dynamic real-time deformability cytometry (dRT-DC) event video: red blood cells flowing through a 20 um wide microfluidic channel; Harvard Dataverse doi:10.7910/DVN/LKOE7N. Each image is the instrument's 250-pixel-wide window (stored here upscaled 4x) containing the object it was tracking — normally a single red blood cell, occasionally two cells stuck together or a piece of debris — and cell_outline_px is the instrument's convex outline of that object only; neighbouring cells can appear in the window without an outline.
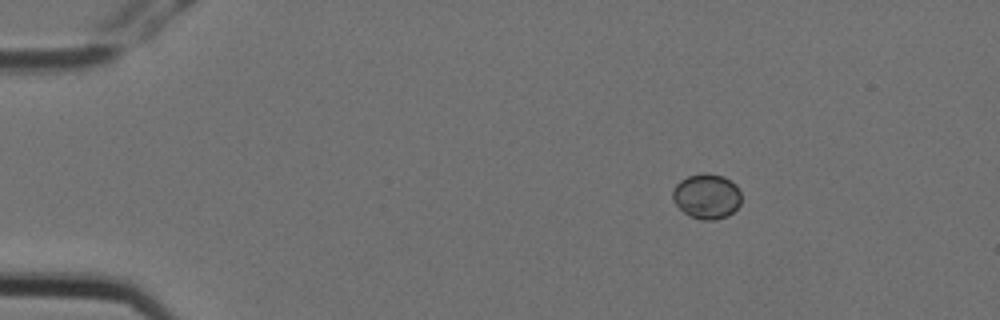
{"species": "Egyptian fruit bat (a non-hibernating species)", "species_latin": "Rousettus aegyptiacus", "temperature_condition": "cold", "stored_images_in_passage": 9, "camera_frame_rate_fps": 3000, "um_per_image_px": 0.085, "animal": {"sex": "female"}, "frame": {"image": 1, "passage_image": 2, "time_ms": 0.333, "image_size_px": [1000, 320], "cell_outline_px": [[740, 204], [728, 216], [716, 220], [700, 220], [688, 216], [672, 200], [672, 192], [676, 184], [680, 180], [688, 176], [704, 172], [724, 176], [736, 184], [740, 192]], "centroid_in_image_um": [60.06, 16.68], "position_along_channel_um": 24.9, "area_um2": 18.21}}
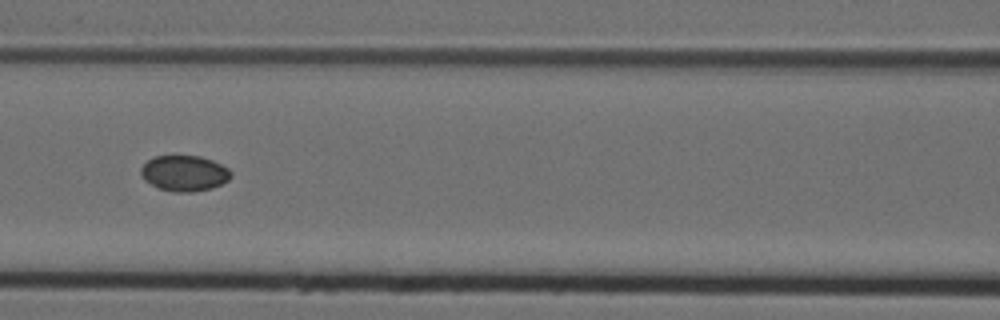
{"frame": {"image": 2, "passage_image": 6, "time_ms": 1.667, "image_size_px": [1000, 320], "cell_outline_px": [[232, 176], [228, 180], [212, 188], [192, 192], [176, 192], [156, 188], [144, 180], [140, 172], [140, 168], [152, 156], [200, 156], [212, 160], [228, 168], [232, 172]], "centroid_in_image_um": [15.65, 14.73], "position_along_channel_um": 151.0, "area_um2": 18.84}}
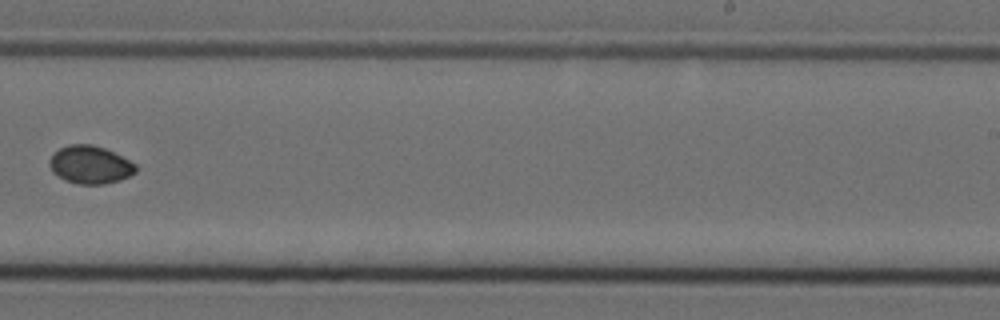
{"frame": {"image": 3, "passage_image": 9, "time_ms": 2.667, "image_size_px": [1000, 320], "cell_outline_px": [[136, 172], [120, 180], [104, 184], [76, 184], [64, 180], [52, 172], [48, 164], [48, 160], [60, 148], [68, 144], [92, 144], [104, 148], [136, 164]], "centroid_in_image_um": [7.63, 14.01], "position_along_channel_um": 281.4, "area_um2": 19.02}}